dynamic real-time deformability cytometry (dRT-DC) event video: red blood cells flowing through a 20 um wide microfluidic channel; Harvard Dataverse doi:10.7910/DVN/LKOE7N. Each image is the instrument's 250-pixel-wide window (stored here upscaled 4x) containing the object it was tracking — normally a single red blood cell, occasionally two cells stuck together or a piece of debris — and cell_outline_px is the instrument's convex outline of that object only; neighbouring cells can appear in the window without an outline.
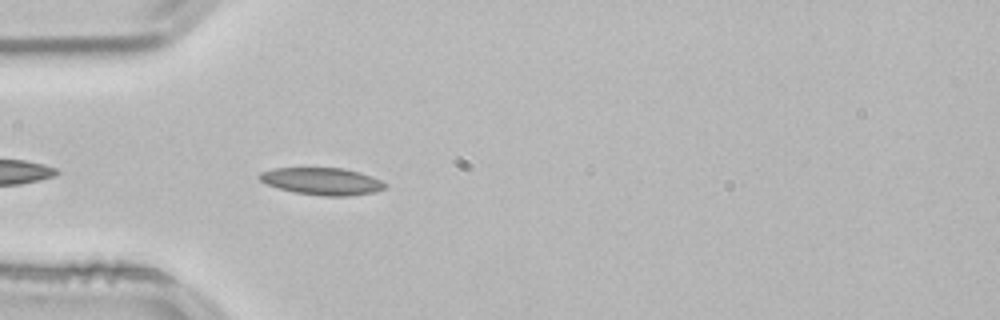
{"species": "common noctule bat (a hibernating species)", "species_latin": "Nyctalus noctula", "temperature_condition": "room temperature", "stored_images_in_passage": 13, "camera_frame_rate_fps": 3000, "um_per_image_px": 0.085, "animal": {"sex": "male", "body_mass_g": 21.5, "forearm_length_mm": 52.0}, "frame": {"image": 1, "passage_image": 3, "time_ms": 0.667, "image_size_px": [1000, 320], "cell_outline_px": [[388, 184], [384, 188], [376, 192], [348, 196], [324, 196], [296, 192], [264, 184], [256, 176], [260, 172], [272, 168], [344, 168], [360, 172], [380, 180]], "centroid_in_image_um": [27.35, 15.4], "position_along_channel_um": 57.6, "area_um2": 19.94}}